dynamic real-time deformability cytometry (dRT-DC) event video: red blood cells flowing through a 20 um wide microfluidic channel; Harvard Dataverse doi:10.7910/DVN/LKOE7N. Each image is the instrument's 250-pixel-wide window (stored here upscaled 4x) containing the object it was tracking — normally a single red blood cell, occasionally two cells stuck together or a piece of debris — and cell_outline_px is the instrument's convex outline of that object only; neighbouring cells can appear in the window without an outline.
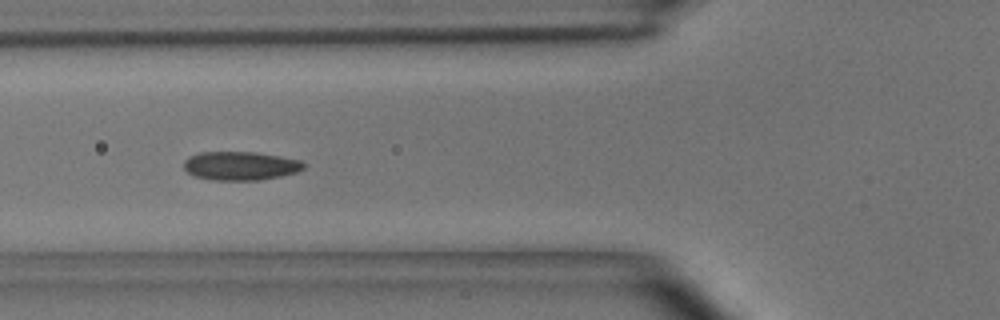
{"species": "common noctule bat (a hibernating species)", "species_latin": "Nyctalus noctula", "temperature_condition": "room temperature", "stored_images_in_passage": 9, "camera_frame_rate_fps": 3000, "um_per_image_px": 0.085, "animal": {"sex": "male", "body_mass_g": 15.6}, "frame": {"image": 1, "passage_image": 6, "time_ms": 1.667, "image_size_px": [1000, 320], "cell_outline_px": [[304, 168], [296, 172], [280, 176], [260, 180], [212, 180], [192, 176], [184, 168], [184, 160], [188, 156], [200, 152], [256, 152], [280, 156], [300, 160], [304, 164]], "centroid_in_image_um": [20.4, 14.09], "position_along_channel_um": 105.4, "area_um2": 20.11}}